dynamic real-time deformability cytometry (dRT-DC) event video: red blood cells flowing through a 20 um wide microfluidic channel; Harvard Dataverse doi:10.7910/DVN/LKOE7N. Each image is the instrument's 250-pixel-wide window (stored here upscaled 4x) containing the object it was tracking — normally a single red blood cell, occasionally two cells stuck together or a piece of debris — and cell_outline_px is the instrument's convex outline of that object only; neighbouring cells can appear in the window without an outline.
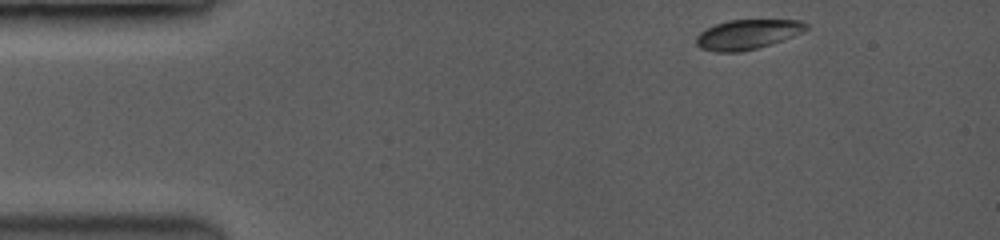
{"species": "common noctule bat (a hibernating species)", "species_latin": "Nyctalus noctula", "temperature_condition": "room temperature", "stored_images_in_passage": 20, "camera_frame_rate_fps": 3500, "um_per_image_px": 0.085, "animal": {"sex": "female", "body_mass_g": 19.0, "forearm_length_mm": 53.3}, "frame": {"image": 1, "passage_image": 1, "time_ms": 0.0, "image_size_px": [1000, 240], "cell_outline_px": [[808, 28], [800, 32], [780, 40], [756, 48], [736, 52], [716, 52], [700, 48], [696, 44], [696, 36], [700, 32], [716, 24], [728, 20], [796, 20], [808, 24]], "centroid_in_image_um": [63.46, 2.92], "position_along_channel_um": 21.5, "area_um2": 18.55}}
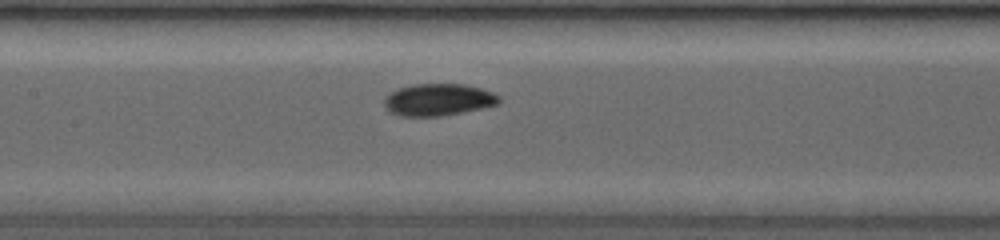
{"frame": {"image": 2, "passage_image": 16, "time_ms": 5.714, "image_size_px": [1000, 240], "cell_outline_px": [[500, 100], [496, 104], [460, 112], [440, 116], [404, 116], [392, 112], [384, 104], [384, 100], [392, 92], [400, 88], [412, 84], [464, 84], [480, 88], [492, 92]], "centroid_in_image_um": [37.23, 8.46], "position_along_channel_um": 170.2, "area_um2": 20.75}}
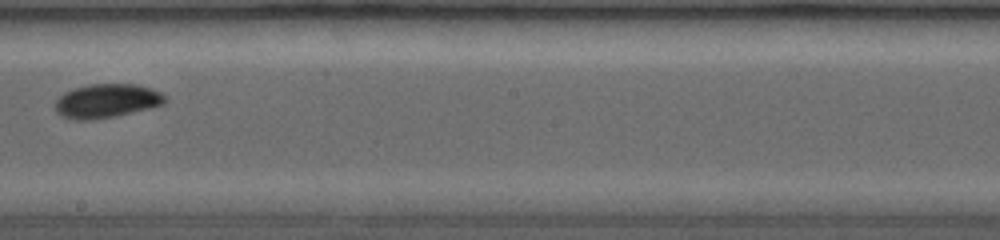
{"frame": {"image": 3, "passage_image": 19, "time_ms": 7.429, "image_size_px": [1000, 240], "cell_outline_px": [[164, 100], [160, 104], [112, 116], [84, 120], [76, 120], [60, 116], [56, 112], [56, 100], [64, 92], [88, 84], [136, 84], [160, 92], [164, 96]], "centroid_in_image_um": [8.97, 8.56], "position_along_channel_um": 239.2, "area_um2": 20.92}}